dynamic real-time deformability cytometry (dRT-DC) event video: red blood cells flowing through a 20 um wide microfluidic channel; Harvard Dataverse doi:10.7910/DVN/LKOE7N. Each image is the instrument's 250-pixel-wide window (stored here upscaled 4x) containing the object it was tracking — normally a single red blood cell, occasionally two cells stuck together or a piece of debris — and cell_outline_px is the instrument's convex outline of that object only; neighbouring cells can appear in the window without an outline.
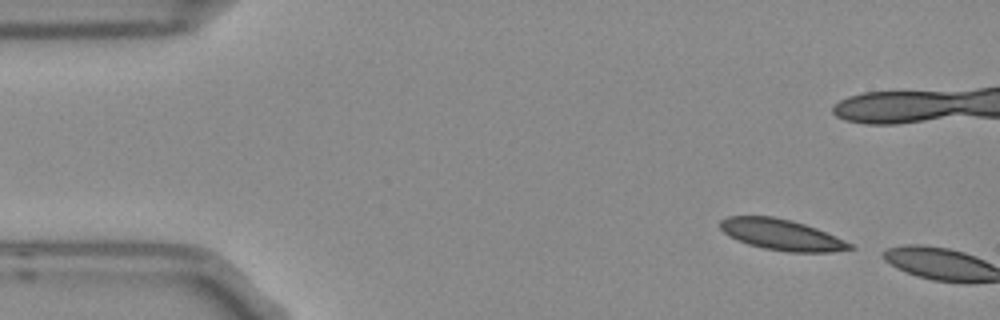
{"species": "Egyptian fruit bat (a non-hibernating species)", "species_latin": "Rousettus aegyptiacus", "temperature_condition": "room temperature", "stored_images_in_passage": 2, "camera_frame_rate_fps": 3000, "um_per_image_px": 0.085, "frame": {"image": 1, "passage_image": 1, "time_ms": 0.0, "image_size_px": [1000, 320], "cell_outline_px": [[856, 248], [832, 252], [788, 252], [764, 248], [748, 244], [728, 236], [720, 228], [720, 220], [728, 216], [772, 216], [804, 224], [816, 228], [844, 240], [852, 244]], "centroid_in_image_um": [66.42, 19.95], "position_along_channel_um": 18.6, "area_um2": 23.18}}